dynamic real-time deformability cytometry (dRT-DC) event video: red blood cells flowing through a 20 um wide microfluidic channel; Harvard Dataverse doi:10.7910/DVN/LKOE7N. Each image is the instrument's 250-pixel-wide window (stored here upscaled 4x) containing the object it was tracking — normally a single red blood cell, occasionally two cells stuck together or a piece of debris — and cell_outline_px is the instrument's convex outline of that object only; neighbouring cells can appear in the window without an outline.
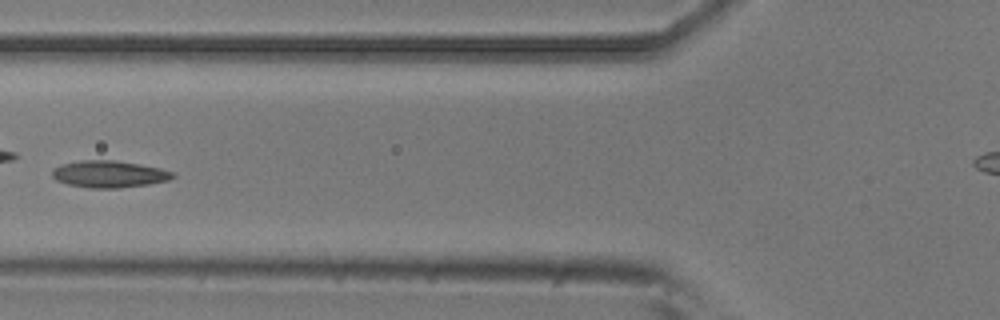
{"species": "common noctule bat (a hibernating species)", "species_latin": "Nyctalus noctula", "temperature_condition": "room temperature", "stored_images_in_passage": 6, "segment_of_instrument_passage": [1, 2], "camera_frame_rate_fps": 3000, "um_per_image_px": 0.085, "animal": {"sex": "male", "body_mass_g": 20.5, "forearm_length_mm": 52.5}, "frame": {"image": 1, "passage_image": 5, "time_ms": 1.333, "image_size_px": [1000, 320], "cell_outline_px": [[176, 176], [168, 180], [148, 184], [120, 188], [88, 188], [68, 184], [56, 180], [52, 176], [52, 168], [60, 164], [80, 160], [112, 160], [140, 164], [160, 168], [176, 172]], "centroid_in_image_um": [9.27, 14.79], "position_along_channel_um": 116.5, "area_um2": 19.07}}